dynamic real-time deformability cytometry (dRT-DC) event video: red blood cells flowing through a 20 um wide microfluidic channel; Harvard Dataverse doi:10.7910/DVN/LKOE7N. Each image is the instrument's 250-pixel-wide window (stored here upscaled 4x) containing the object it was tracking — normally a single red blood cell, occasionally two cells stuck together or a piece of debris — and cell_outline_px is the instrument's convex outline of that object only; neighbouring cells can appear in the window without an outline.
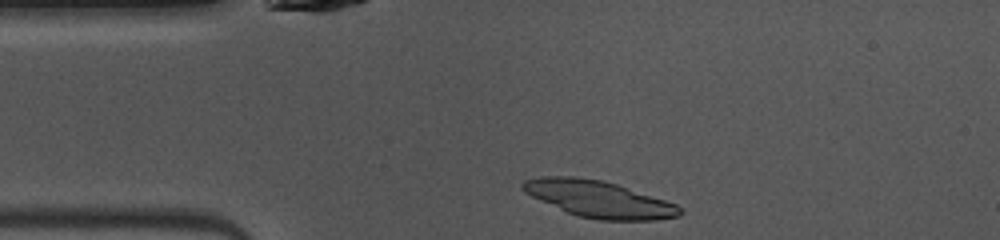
{"species": "common noctule bat (a hibernating species)", "species_latin": "Nyctalus noctula", "temperature_condition": "warm", "stored_images_in_passage": 39, "camera_frame_rate_fps": 3000, "um_per_image_px": 0.085, "animal": {"sex": "female", "body_mass_g": 10.0, "forearm_length_mm": 53.1}, "frame": {"image": 1, "passage_image": 1, "time_ms": 0.0, "image_size_px": [1000, 240], "cell_outline_px": [[684, 212], [680, 216], [656, 220], [600, 220], [576, 216], [540, 200], [524, 192], [520, 188], [520, 184], [524, 180], [540, 176], [576, 176], [600, 180], [616, 184], [676, 204]], "centroid_in_image_um": [50.87, 16.92], "position_along_channel_um": 34.1, "area_um2": 33.41}}